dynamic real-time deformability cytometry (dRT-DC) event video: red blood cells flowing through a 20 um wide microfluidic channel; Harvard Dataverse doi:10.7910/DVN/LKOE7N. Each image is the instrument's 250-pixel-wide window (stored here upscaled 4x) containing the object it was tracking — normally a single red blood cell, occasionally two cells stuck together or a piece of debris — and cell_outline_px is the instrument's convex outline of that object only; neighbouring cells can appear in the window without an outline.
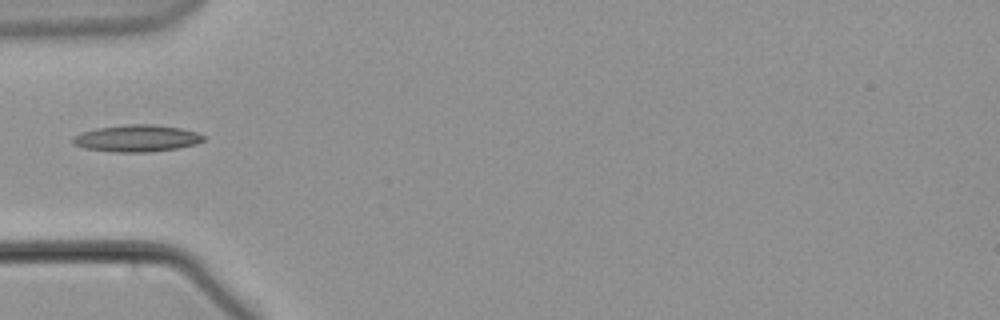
{"species": "common noctule bat (a hibernating species)", "species_latin": "Nyctalus noctula", "temperature_condition": "warm", "stored_images_in_passage": 39, "camera_frame_rate_fps": 3000, "um_per_image_px": 0.085, "animal": {"sex": "male", "body_mass_g": 21.5, "forearm_length_mm": 52.0}, "frame": {"image": 1, "passage_image": 1, "time_ms": 0.0, "image_size_px": [1000, 320], "cell_outline_px": [[204, 140], [196, 144], [176, 148], [148, 152], [116, 152], [84, 148], [72, 144], [72, 136], [80, 132], [96, 128], [124, 124], [152, 124], [180, 128], [196, 132], [204, 136]], "centroid_in_image_um": [11.57, 11.75], "position_along_channel_um": 73.4, "area_um2": 20.52}}
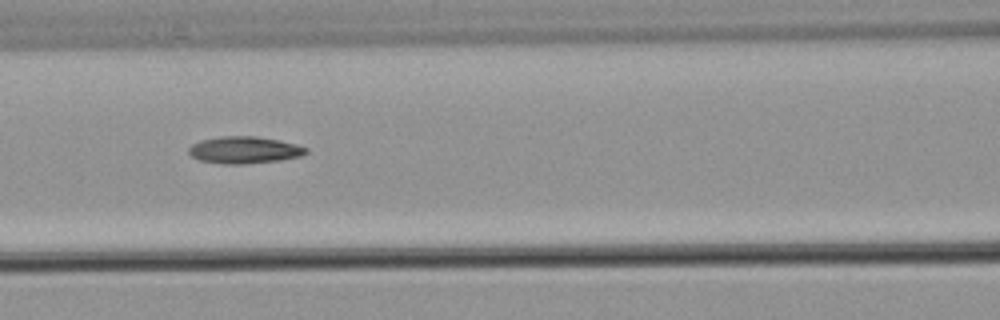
{"frame": {"image": 2, "passage_image": 7, "time_ms": 2.0, "image_size_px": [1000, 320], "cell_outline_px": [[308, 152], [300, 156], [280, 160], [244, 164], [220, 164], [200, 160], [192, 156], [188, 152], [188, 148], [192, 144], [200, 140], [220, 136], [256, 136], [296, 144], [308, 148]], "centroid_in_image_um": [20.74, 12.75], "position_along_channel_um": 145.9, "area_um2": 18.44}}
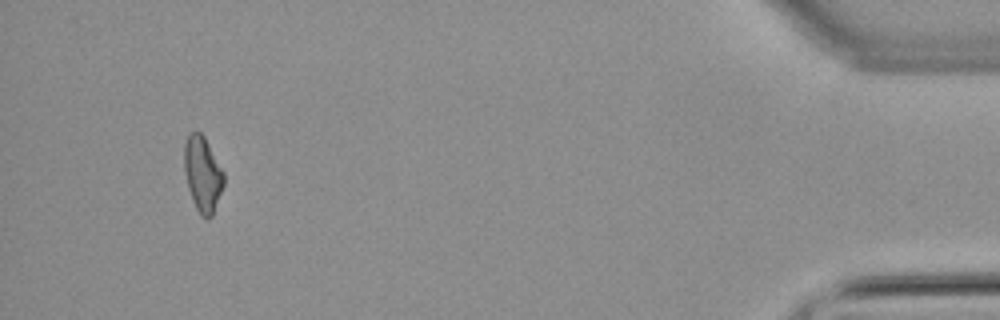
{"frame": {"image": 3, "passage_image": 36, "time_ms": 11.667, "image_size_px": [1000, 320], "cell_outline_px": [[224, 184], [212, 216], [208, 220], [200, 216], [192, 200], [188, 188], [184, 172], [184, 144], [188, 132], [200, 132], [204, 136], [224, 172]], "centroid_in_image_um": [17.21, 14.8], "position_along_channel_um": 418.0, "area_um2": 17.51}}